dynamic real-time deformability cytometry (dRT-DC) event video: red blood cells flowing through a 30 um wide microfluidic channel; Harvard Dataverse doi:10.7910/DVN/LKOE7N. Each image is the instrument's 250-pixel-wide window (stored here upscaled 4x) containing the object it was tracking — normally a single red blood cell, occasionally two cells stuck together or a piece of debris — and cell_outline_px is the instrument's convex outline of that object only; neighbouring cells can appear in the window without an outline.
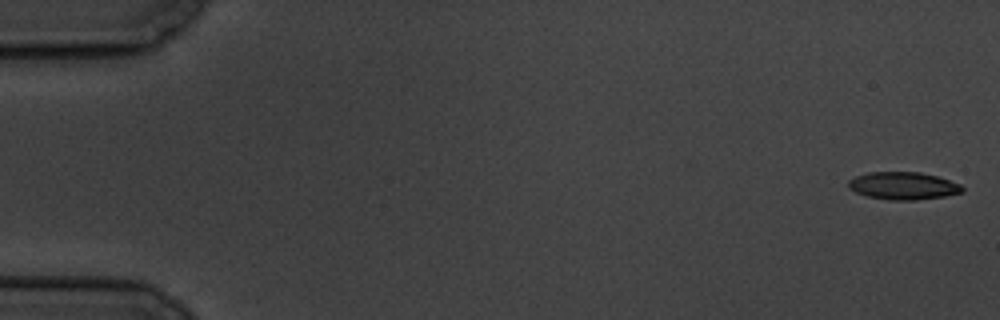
{"species": "common noctule bat (a hibernating species)", "species_latin": "Nyctalus noctula", "temperature_condition": "cold", "stored_images_in_passage": 8, "camera_frame_rate_fps": 3000, "um_per_image_px": 0.085, "animal": {"sex": "male", "body_mass_g": 19.5, "forearm_length_mm": 54.6}, "frame": {"image": 1, "passage_image": 1, "time_ms": 0.0, "image_size_px": [1000, 320], "cell_outline_px": [[964, 192], [944, 196], [916, 200], [888, 200], [868, 196], [856, 192], [848, 188], [848, 180], [856, 176], [868, 172], [920, 172], [936, 176], [960, 184], [964, 188]], "centroid_in_image_um": [76.76, 15.79], "position_along_channel_um": 8.2, "area_um2": 18.26}}
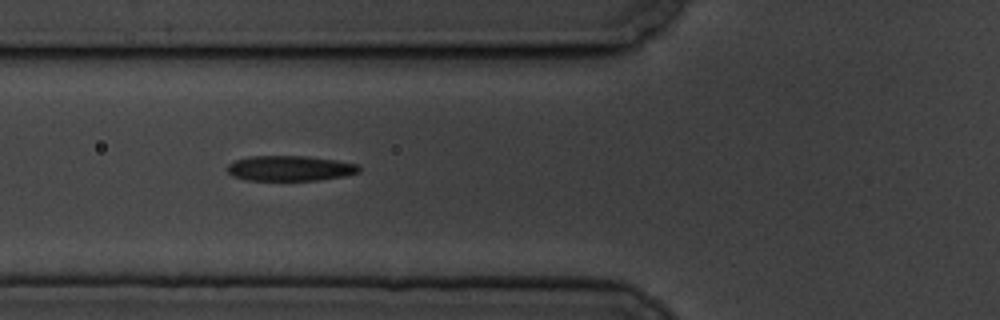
{"frame": {"image": 2, "passage_image": 7, "time_ms": 7.0, "image_size_px": [1000, 320], "cell_outline_px": [[360, 172], [344, 176], [316, 180], [248, 180], [232, 176], [228, 172], [228, 164], [236, 160], [248, 156], [308, 156], [336, 160], [360, 164]], "centroid_in_image_um": [24.67, 14.3], "position_along_channel_um": 101.1, "area_um2": 19.42}}
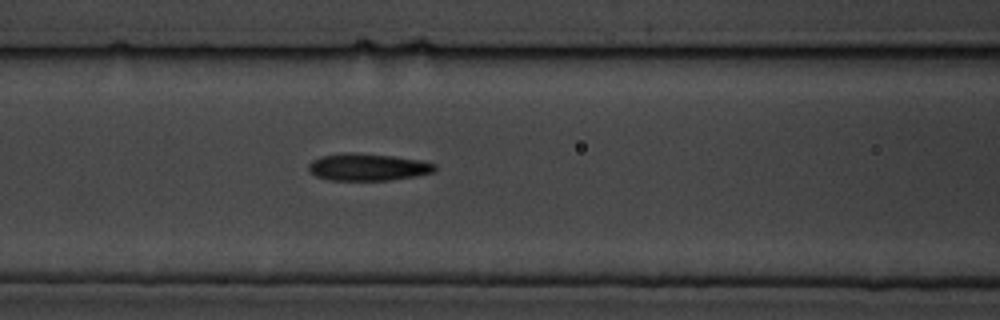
{"frame": {"image": 3, "passage_image": 8, "time_ms": 8.0, "image_size_px": [1000, 320], "cell_outline_px": [[436, 168], [432, 172], [416, 176], [388, 180], [328, 180], [316, 176], [308, 168], [308, 164], [312, 160], [320, 156], [344, 152], [356, 152], [392, 156], [420, 160], [436, 164]], "centroid_in_image_um": [31.23, 14.19], "position_along_channel_um": 135.4, "area_um2": 20.0}}